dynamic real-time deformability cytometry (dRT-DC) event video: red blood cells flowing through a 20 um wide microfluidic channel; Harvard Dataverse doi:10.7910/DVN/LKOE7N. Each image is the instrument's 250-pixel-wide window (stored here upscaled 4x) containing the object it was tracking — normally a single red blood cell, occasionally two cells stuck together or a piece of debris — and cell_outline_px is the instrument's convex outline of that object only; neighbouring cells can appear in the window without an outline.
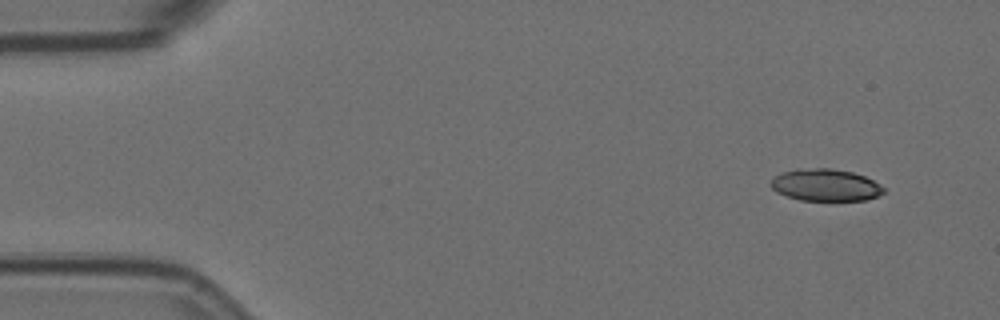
{"species": "Egyptian fruit bat (a non-hibernating species)", "species_latin": "Rousettus aegyptiacus", "temperature_condition": "room temperature", "stored_images_in_passage": 5, "camera_frame_rate_fps": 3000, "um_per_image_px": 0.085, "animal": {"sex": "female"}, "frame": {"image": 1, "passage_image": 1, "time_ms": 0.0, "image_size_px": [1000, 320], "cell_outline_px": [[884, 192], [876, 196], [864, 200], [800, 200], [776, 192], [772, 188], [772, 180], [780, 172], [796, 168], [832, 168], [852, 172], [864, 176], [880, 184], [884, 188]], "centroid_in_image_um": [70.15, 15.71], "position_along_channel_um": 14.9, "area_um2": 20.98}}
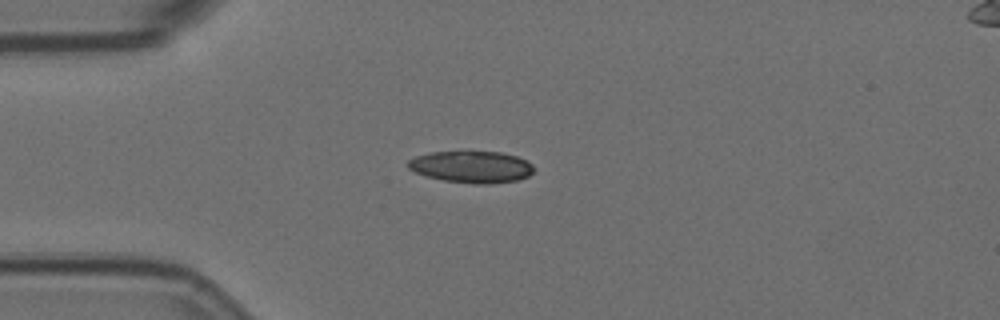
{"frame": {"image": 2, "passage_image": 4, "time_ms": 1.0, "image_size_px": [1000, 320], "cell_outline_px": [[536, 168], [528, 176], [516, 180], [488, 184], [472, 184], [444, 180], [428, 176], [416, 172], [408, 168], [408, 160], [416, 156], [432, 152], [500, 152], [516, 156], [532, 164]], "centroid_in_image_um": [40.09, 14.19], "position_along_channel_um": 44.9, "area_um2": 23.06}}
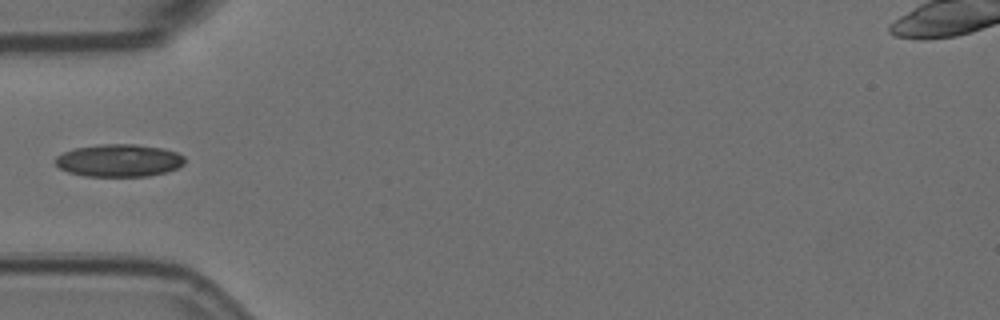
{"frame": {"image": 3, "passage_image": 5, "time_ms": 1.333, "image_size_px": [1000, 320], "cell_outline_px": [[184, 164], [176, 168], [164, 172], [148, 176], [84, 176], [68, 172], [60, 168], [52, 160], [56, 156], [64, 152], [76, 148], [100, 144], [132, 144], [164, 148], [176, 152], [184, 156]], "centroid_in_image_um": [10.09, 13.64], "position_along_channel_um": 74.9, "area_um2": 24.51}}